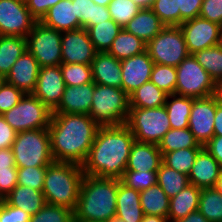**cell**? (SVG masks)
I'll list each match as a JSON object with an SVG mask.
<instances>
[{
    "label": "cell",
    "instance_id": "cell-8",
    "mask_svg": "<svg viewBox=\"0 0 222 222\" xmlns=\"http://www.w3.org/2000/svg\"><path fill=\"white\" fill-rule=\"evenodd\" d=\"M146 51L154 63L174 67L190 55L180 26H165L146 44Z\"/></svg>",
    "mask_w": 222,
    "mask_h": 222
},
{
    "label": "cell",
    "instance_id": "cell-52",
    "mask_svg": "<svg viewBox=\"0 0 222 222\" xmlns=\"http://www.w3.org/2000/svg\"><path fill=\"white\" fill-rule=\"evenodd\" d=\"M72 3H75V15L80 21V28H85L90 23L92 0H72Z\"/></svg>",
    "mask_w": 222,
    "mask_h": 222
},
{
    "label": "cell",
    "instance_id": "cell-12",
    "mask_svg": "<svg viewBox=\"0 0 222 222\" xmlns=\"http://www.w3.org/2000/svg\"><path fill=\"white\" fill-rule=\"evenodd\" d=\"M36 22L25 0H0V35L26 38Z\"/></svg>",
    "mask_w": 222,
    "mask_h": 222
},
{
    "label": "cell",
    "instance_id": "cell-20",
    "mask_svg": "<svg viewBox=\"0 0 222 222\" xmlns=\"http://www.w3.org/2000/svg\"><path fill=\"white\" fill-rule=\"evenodd\" d=\"M222 171V166L203 147L197 154L188 175L189 183L200 189L214 188Z\"/></svg>",
    "mask_w": 222,
    "mask_h": 222
},
{
    "label": "cell",
    "instance_id": "cell-62",
    "mask_svg": "<svg viewBox=\"0 0 222 222\" xmlns=\"http://www.w3.org/2000/svg\"><path fill=\"white\" fill-rule=\"evenodd\" d=\"M216 95L218 96V99H219L220 103L222 104V82L217 84Z\"/></svg>",
    "mask_w": 222,
    "mask_h": 222
},
{
    "label": "cell",
    "instance_id": "cell-27",
    "mask_svg": "<svg viewBox=\"0 0 222 222\" xmlns=\"http://www.w3.org/2000/svg\"><path fill=\"white\" fill-rule=\"evenodd\" d=\"M4 200L31 215H35L46 204L42 191L22 185H17Z\"/></svg>",
    "mask_w": 222,
    "mask_h": 222
},
{
    "label": "cell",
    "instance_id": "cell-24",
    "mask_svg": "<svg viewBox=\"0 0 222 222\" xmlns=\"http://www.w3.org/2000/svg\"><path fill=\"white\" fill-rule=\"evenodd\" d=\"M164 27L165 25L151 8H141L124 29L147 44L159 34Z\"/></svg>",
    "mask_w": 222,
    "mask_h": 222
},
{
    "label": "cell",
    "instance_id": "cell-43",
    "mask_svg": "<svg viewBox=\"0 0 222 222\" xmlns=\"http://www.w3.org/2000/svg\"><path fill=\"white\" fill-rule=\"evenodd\" d=\"M151 10L165 26H180L179 0H154Z\"/></svg>",
    "mask_w": 222,
    "mask_h": 222
},
{
    "label": "cell",
    "instance_id": "cell-10",
    "mask_svg": "<svg viewBox=\"0 0 222 222\" xmlns=\"http://www.w3.org/2000/svg\"><path fill=\"white\" fill-rule=\"evenodd\" d=\"M52 112L33 94H25L17 105L2 114L16 132L48 129Z\"/></svg>",
    "mask_w": 222,
    "mask_h": 222
},
{
    "label": "cell",
    "instance_id": "cell-65",
    "mask_svg": "<svg viewBox=\"0 0 222 222\" xmlns=\"http://www.w3.org/2000/svg\"><path fill=\"white\" fill-rule=\"evenodd\" d=\"M219 45L222 47V26L220 27Z\"/></svg>",
    "mask_w": 222,
    "mask_h": 222
},
{
    "label": "cell",
    "instance_id": "cell-57",
    "mask_svg": "<svg viewBox=\"0 0 222 222\" xmlns=\"http://www.w3.org/2000/svg\"><path fill=\"white\" fill-rule=\"evenodd\" d=\"M214 136H222V104L219 103L216 107L214 120Z\"/></svg>",
    "mask_w": 222,
    "mask_h": 222
},
{
    "label": "cell",
    "instance_id": "cell-23",
    "mask_svg": "<svg viewBox=\"0 0 222 222\" xmlns=\"http://www.w3.org/2000/svg\"><path fill=\"white\" fill-rule=\"evenodd\" d=\"M75 14V3H72V0H60L48 10L40 22L61 32L76 30L80 28V21Z\"/></svg>",
    "mask_w": 222,
    "mask_h": 222
},
{
    "label": "cell",
    "instance_id": "cell-22",
    "mask_svg": "<svg viewBox=\"0 0 222 222\" xmlns=\"http://www.w3.org/2000/svg\"><path fill=\"white\" fill-rule=\"evenodd\" d=\"M162 163V153L158 145L135 141L130 150L126 170L158 171Z\"/></svg>",
    "mask_w": 222,
    "mask_h": 222
},
{
    "label": "cell",
    "instance_id": "cell-67",
    "mask_svg": "<svg viewBox=\"0 0 222 222\" xmlns=\"http://www.w3.org/2000/svg\"><path fill=\"white\" fill-rule=\"evenodd\" d=\"M0 216H1V199H0Z\"/></svg>",
    "mask_w": 222,
    "mask_h": 222
},
{
    "label": "cell",
    "instance_id": "cell-7",
    "mask_svg": "<svg viewBox=\"0 0 222 222\" xmlns=\"http://www.w3.org/2000/svg\"><path fill=\"white\" fill-rule=\"evenodd\" d=\"M126 125L137 142L158 145L171 129L165 106L158 108H130Z\"/></svg>",
    "mask_w": 222,
    "mask_h": 222
},
{
    "label": "cell",
    "instance_id": "cell-31",
    "mask_svg": "<svg viewBox=\"0 0 222 222\" xmlns=\"http://www.w3.org/2000/svg\"><path fill=\"white\" fill-rule=\"evenodd\" d=\"M170 199L162 188L155 184L140 192V204L144 215H155L167 218Z\"/></svg>",
    "mask_w": 222,
    "mask_h": 222
},
{
    "label": "cell",
    "instance_id": "cell-32",
    "mask_svg": "<svg viewBox=\"0 0 222 222\" xmlns=\"http://www.w3.org/2000/svg\"><path fill=\"white\" fill-rule=\"evenodd\" d=\"M144 51H146V43L122 28L113 40L108 53L121 61Z\"/></svg>",
    "mask_w": 222,
    "mask_h": 222
},
{
    "label": "cell",
    "instance_id": "cell-18",
    "mask_svg": "<svg viewBox=\"0 0 222 222\" xmlns=\"http://www.w3.org/2000/svg\"><path fill=\"white\" fill-rule=\"evenodd\" d=\"M39 65L35 57L26 50L13 64L6 82L20 89L24 94H32L37 84Z\"/></svg>",
    "mask_w": 222,
    "mask_h": 222
},
{
    "label": "cell",
    "instance_id": "cell-21",
    "mask_svg": "<svg viewBox=\"0 0 222 222\" xmlns=\"http://www.w3.org/2000/svg\"><path fill=\"white\" fill-rule=\"evenodd\" d=\"M95 84L122 88L120 60L108 52H97L91 63Z\"/></svg>",
    "mask_w": 222,
    "mask_h": 222
},
{
    "label": "cell",
    "instance_id": "cell-66",
    "mask_svg": "<svg viewBox=\"0 0 222 222\" xmlns=\"http://www.w3.org/2000/svg\"><path fill=\"white\" fill-rule=\"evenodd\" d=\"M6 81L5 77L0 74V87L3 85V83Z\"/></svg>",
    "mask_w": 222,
    "mask_h": 222
},
{
    "label": "cell",
    "instance_id": "cell-15",
    "mask_svg": "<svg viewBox=\"0 0 222 222\" xmlns=\"http://www.w3.org/2000/svg\"><path fill=\"white\" fill-rule=\"evenodd\" d=\"M62 63L91 64L97 54L85 28L62 32Z\"/></svg>",
    "mask_w": 222,
    "mask_h": 222
},
{
    "label": "cell",
    "instance_id": "cell-5",
    "mask_svg": "<svg viewBox=\"0 0 222 222\" xmlns=\"http://www.w3.org/2000/svg\"><path fill=\"white\" fill-rule=\"evenodd\" d=\"M130 110L129 95L122 89L95 84L89 116L99 126L126 124Z\"/></svg>",
    "mask_w": 222,
    "mask_h": 222
},
{
    "label": "cell",
    "instance_id": "cell-33",
    "mask_svg": "<svg viewBox=\"0 0 222 222\" xmlns=\"http://www.w3.org/2000/svg\"><path fill=\"white\" fill-rule=\"evenodd\" d=\"M121 27L114 21L108 20L91 26L87 31L97 52H108L113 40L121 31Z\"/></svg>",
    "mask_w": 222,
    "mask_h": 222
},
{
    "label": "cell",
    "instance_id": "cell-37",
    "mask_svg": "<svg viewBox=\"0 0 222 222\" xmlns=\"http://www.w3.org/2000/svg\"><path fill=\"white\" fill-rule=\"evenodd\" d=\"M198 211L210 222H222V195L215 188L201 189Z\"/></svg>",
    "mask_w": 222,
    "mask_h": 222
},
{
    "label": "cell",
    "instance_id": "cell-64",
    "mask_svg": "<svg viewBox=\"0 0 222 222\" xmlns=\"http://www.w3.org/2000/svg\"><path fill=\"white\" fill-rule=\"evenodd\" d=\"M107 222H125V221L122 220L121 218L115 216V217L111 218L110 220H108Z\"/></svg>",
    "mask_w": 222,
    "mask_h": 222
},
{
    "label": "cell",
    "instance_id": "cell-3",
    "mask_svg": "<svg viewBox=\"0 0 222 222\" xmlns=\"http://www.w3.org/2000/svg\"><path fill=\"white\" fill-rule=\"evenodd\" d=\"M117 178L84 175L74 222H106L116 216Z\"/></svg>",
    "mask_w": 222,
    "mask_h": 222
},
{
    "label": "cell",
    "instance_id": "cell-29",
    "mask_svg": "<svg viewBox=\"0 0 222 222\" xmlns=\"http://www.w3.org/2000/svg\"><path fill=\"white\" fill-rule=\"evenodd\" d=\"M26 50L25 37L0 35V74L6 77L13 64Z\"/></svg>",
    "mask_w": 222,
    "mask_h": 222
},
{
    "label": "cell",
    "instance_id": "cell-26",
    "mask_svg": "<svg viewBox=\"0 0 222 222\" xmlns=\"http://www.w3.org/2000/svg\"><path fill=\"white\" fill-rule=\"evenodd\" d=\"M201 189L193 184H188L176 196L170 199L168 220L177 221L186 217L189 213L195 212L199 208V198Z\"/></svg>",
    "mask_w": 222,
    "mask_h": 222
},
{
    "label": "cell",
    "instance_id": "cell-30",
    "mask_svg": "<svg viewBox=\"0 0 222 222\" xmlns=\"http://www.w3.org/2000/svg\"><path fill=\"white\" fill-rule=\"evenodd\" d=\"M167 96V93L148 81L129 95V105L130 108H158L165 105Z\"/></svg>",
    "mask_w": 222,
    "mask_h": 222
},
{
    "label": "cell",
    "instance_id": "cell-58",
    "mask_svg": "<svg viewBox=\"0 0 222 222\" xmlns=\"http://www.w3.org/2000/svg\"><path fill=\"white\" fill-rule=\"evenodd\" d=\"M174 222H210L206 217L201 214L198 210L192 213H189L186 217L178 219Z\"/></svg>",
    "mask_w": 222,
    "mask_h": 222
},
{
    "label": "cell",
    "instance_id": "cell-13",
    "mask_svg": "<svg viewBox=\"0 0 222 222\" xmlns=\"http://www.w3.org/2000/svg\"><path fill=\"white\" fill-rule=\"evenodd\" d=\"M219 103L216 94L193 98L188 128L194 138L203 146L214 136L215 113Z\"/></svg>",
    "mask_w": 222,
    "mask_h": 222
},
{
    "label": "cell",
    "instance_id": "cell-44",
    "mask_svg": "<svg viewBox=\"0 0 222 222\" xmlns=\"http://www.w3.org/2000/svg\"><path fill=\"white\" fill-rule=\"evenodd\" d=\"M120 180L127 187L141 192L157 184V171L125 170Z\"/></svg>",
    "mask_w": 222,
    "mask_h": 222
},
{
    "label": "cell",
    "instance_id": "cell-38",
    "mask_svg": "<svg viewBox=\"0 0 222 222\" xmlns=\"http://www.w3.org/2000/svg\"><path fill=\"white\" fill-rule=\"evenodd\" d=\"M202 148H184L166 152L162 155L164 165L180 173L189 175L198 152Z\"/></svg>",
    "mask_w": 222,
    "mask_h": 222
},
{
    "label": "cell",
    "instance_id": "cell-49",
    "mask_svg": "<svg viewBox=\"0 0 222 222\" xmlns=\"http://www.w3.org/2000/svg\"><path fill=\"white\" fill-rule=\"evenodd\" d=\"M17 167L0 169V199H5L17 184Z\"/></svg>",
    "mask_w": 222,
    "mask_h": 222
},
{
    "label": "cell",
    "instance_id": "cell-42",
    "mask_svg": "<svg viewBox=\"0 0 222 222\" xmlns=\"http://www.w3.org/2000/svg\"><path fill=\"white\" fill-rule=\"evenodd\" d=\"M107 7L111 19L121 28H124L141 9V7L132 0H111Z\"/></svg>",
    "mask_w": 222,
    "mask_h": 222
},
{
    "label": "cell",
    "instance_id": "cell-59",
    "mask_svg": "<svg viewBox=\"0 0 222 222\" xmlns=\"http://www.w3.org/2000/svg\"><path fill=\"white\" fill-rule=\"evenodd\" d=\"M141 222H169V220L162 216L144 215Z\"/></svg>",
    "mask_w": 222,
    "mask_h": 222
},
{
    "label": "cell",
    "instance_id": "cell-39",
    "mask_svg": "<svg viewBox=\"0 0 222 222\" xmlns=\"http://www.w3.org/2000/svg\"><path fill=\"white\" fill-rule=\"evenodd\" d=\"M60 68L66 86H81L93 82L91 64L61 63Z\"/></svg>",
    "mask_w": 222,
    "mask_h": 222
},
{
    "label": "cell",
    "instance_id": "cell-28",
    "mask_svg": "<svg viewBox=\"0 0 222 222\" xmlns=\"http://www.w3.org/2000/svg\"><path fill=\"white\" fill-rule=\"evenodd\" d=\"M193 105V98L178 94H169L166 98L165 108L169 117L171 129L189 127V117Z\"/></svg>",
    "mask_w": 222,
    "mask_h": 222
},
{
    "label": "cell",
    "instance_id": "cell-63",
    "mask_svg": "<svg viewBox=\"0 0 222 222\" xmlns=\"http://www.w3.org/2000/svg\"><path fill=\"white\" fill-rule=\"evenodd\" d=\"M95 4L101 5V6H108L111 0H92Z\"/></svg>",
    "mask_w": 222,
    "mask_h": 222
},
{
    "label": "cell",
    "instance_id": "cell-25",
    "mask_svg": "<svg viewBox=\"0 0 222 222\" xmlns=\"http://www.w3.org/2000/svg\"><path fill=\"white\" fill-rule=\"evenodd\" d=\"M116 216L125 222H141L144 217L140 192L127 187L120 179H118Z\"/></svg>",
    "mask_w": 222,
    "mask_h": 222
},
{
    "label": "cell",
    "instance_id": "cell-53",
    "mask_svg": "<svg viewBox=\"0 0 222 222\" xmlns=\"http://www.w3.org/2000/svg\"><path fill=\"white\" fill-rule=\"evenodd\" d=\"M17 132L0 115V149L12 148Z\"/></svg>",
    "mask_w": 222,
    "mask_h": 222
},
{
    "label": "cell",
    "instance_id": "cell-19",
    "mask_svg": "<svg viewBox=\"0 0 222 222\" xmlns=\"http://www.w3.org/2000/svg\"><path fill=\"white\" fill-rule=\"evenodd\" d=\"M95 83L66 86L58 107L52 114H88L93 100Z\"/></svg>",
    "mask_w": 222,
    "mask_h": 222
},
{
    "label": "cell",
    "instance_id": "cell-51",
    "mask_svg": "<svg viewBox=\"0 0 222 222\" xmlns=\"http://www.w3.org/2000/svg\"><path fill=\"white\" fill-rule=\"evenodd\" d=\"M203 0H179L180 25L199 16Z\"/></svg>",
    "mask_w": 222,
    "mask_h": 222
},
{
    "label": "cell",
    "instance_id": "cell-9",
    "mask_svg": "<svg viewBox=\"0 0 222 222\" xmlns=\"http://www.w3.org/2000/svg\"><path fill=\"white\" fill-rule=\"evenodd\" d=\"M175 94L203 98L217 92V84L193 55L185 58L177 67Z\"/></svg>",
    "mask_w": 222,
    "mask_h": 222
},
{
    "label": "cell",
    "instance_id": "cell-54",
    "mask_svg": "<svg viewBox=\"0 0 222 222\" xmlns=\"http://www.w3.org/2000/svg\"><path fill=\"white\" fill-rule=\"evenodd\" d=\"M108 20H111V15L108 11V7L95 4L92 1V12H91L90 23L85 27V29L88 30L91 26H94L96 24Z\"/></svg>",
    "mask_w": 222,
    "mask_h": 222
},
{
    "label": "cell",
    "instance_id": "cell-35",
    "mask_svg": "<svg viewBox=\"0 0 222 222\" xmlns=\"http://www.w3.org/2000/svg\"><path fill=\"white\" fill-rule=\"evenodd\" d=\"M157 184L171 199L190 183L188 175L171 169L162 163L157 171Z\"/></svg>",
    "mask_w": 222,
    "mask_h": 222
},
{
    "label": "cell",
    "instance_id": "cell-2",
    "mask_svg": "<svg viewBox=\"0 0 222 222\" xmlns=\"http://www.w3.org/2000/svg\"><path fill=\"white\" fill-rule=\"evenodd\" d=\"M135 138L126 124L100 126L88 157L82 165L89 176L121 179Z\"/></svg>",
    "mask_w": 222,
    "mask_h": 222
},
{
    "label": "cell",
    "instance_id": "cell-36",
    "mask_svg": "<svg viewBox=\"0 0 222 222\" xmlns=\"http://www.w3.org/2000/svg\"><path fill=\"white\" fill-rule=\"evenodd\" d=\"M216 84L222 82V47L216 45L192 54Z\"/></svg>",
    "mask_w": 222,
    "mask_h": 222
},
{
    "label": "cell",
    "instance_id": "cell-45",
    "mask_svg": "<svg viewBox=\"0 0 222 222\" xmlns=\"http://www.w3.org/2000/svg\"><path fill=\"white\" fill-rule=\"evenodd\" d=\"M47 166L18 168L17 184L43 191V184Z\"/></svg>",
    "mask_w": 222,
    "mask_h": 222
},
{
    "label": "cell",
    "instance_id": "cell-16",
    "mask_svg": "<svg viewBox=\"0 0 222 222\" xmlns=\"http://www.w3.org/2000/svg\"><path fill=\"white\" fill-rule=\"evenodd\" d=\"M65 87L60 65L41 67L32 94L53 112L62 99Z\"/></svg>",
    "mask_w": 222,
    "mask_h": 222
},
{
    "label": "cell",
    "instance_id": "cell-56",
    "mask_svg": "<svg viewBox=\"0 0 222 222\" xmlns=\"http://www.w3.org/2000/svg\"><path fill=\"white\" fill-rule=\"evenodd\" d=\"M16 167L12 148L0 149V169Z\"/></svg>",
    "mask_w": 222,
    "mask_h": 222
},
{
    "label": "cell",
    "instance_id": "cell-1",
    "mask_svg": "<svg viewBox=\"0 0 222 222\" xmlns=\"http://www.w3.org/2000/svg\"><path fill=\"white\" fill-rule=\"evenodd\" d=\"M99 128L88 114H52L48 130L53 160L82 166Z\"/></svg>",
    "mask_w": 222,
    "mask_h": 222
},
{
    "label": "cell",
    "instance_id": "cell-50",
    "mask_svg": "<svg viewBox=\"0 0 222 222\" xmlns=\"http://www.w3.org/2000/svg\"><path fill=\"white\" fill-rule=\"evenodd\" d=\"M59 1L60 0H25L28 10L37 21H41L48 10Z\"/></svg>",
    "mask_w": 222,
    "mask_h": 222
},
{
    "label": "cell",
    "instance_id": "cell-48",
    "mask_svg": "<svg viewBox=\"0 0 222 222\" xmlns=\"http://www.w3.org/2000/svg\"><path fill=\"white\" fill-rule=\"evenodd\" d=\"M31 214L26 213L20 208L9 205L1 199V216L0 222H29Z\"/></svg>",
    "mask_w": 222,
    "mask_h": 222
},
{
    "label": "cell",
    "instance_id": "cell-46",
    "mask_svg": "<svg viewBox=\"0 0 222 222\" xmlns=\"http://www.w3.org/2000/svg\"><path fill=\"white\" fill-rule=\"evenodd\" d=\"M24 95L20 89L5 81L0 87V115L17 105Z\"/></svg>",
    "mask_w": 222,
    "mask_h": 222
},
{
    "label": "cell",
    "instance_id": "cell-61",
    "mask_svg": "<svg viewBox=\"0 0 222 222\" xmlns=\"http://www.w3.org/2000/svg\"><path fill=\"white\" fill-rule=\"evenodd\" d=\"M214 188L222 195V171Z\"/></svg>",
    "mask_w": 222,
    "mask_h": 222
},
{
    "label": "cell",
    "instance_id": "cell-6",
    "mask_svg": "<svg viewBox=\"0 0 222 222\" xmlns=\"http://www.w3.org/2000/svg\"><path fill=\"white\" fill-rule=\"evenodd\" d=\"M12 151L17 168L48 166L54 161L48 129L17 132Z\"/></svg>",
    "mask_w": 222,
    "mask_h": 222
},
{
    "label": "cell",
    "instance_id": "cell-34",
    "mask_svg": "<svg viewBox=\"0 0 222 222\" xmlns=\"http://www.w3.org/2000/svg\"><path fill=\"white\" fill-rule=\"evenodd\" d=\"M162 155L166 152L184 148H203L204 146L194 138L189 128L170 129L158 144Z\"/></svg>",
    "mask_w": 222,
    "mask_h": 222
},
{
    "label": "cell",
    "instance_id": "cell-17",
    "mask_svg": "<svg viewBox=\"0 0 222 222\" xmlns=\"http://www.w3.org/2000/svg\"><path fill=\"white\" fill-rule=\"evenodd\" d=\"M122 89L130 95L144 83L150 81L153 60L147 51L120 61Z\"/></svg>",
    "mask_w": 222,
    "mask_h": 222
},
{
    "label": "cell",
    "instance_id": "cell-14",
    "mask_svg": "<svg viewBox=\"0 0 222 222\" xmlns=\"http://www.w3.org/2000/svg\"><path fill=\"white\" fill-rule=\"evenodd\" d=\"M220 25L200 16L184 21L180 28L190 55L219 45Z\"/></svg>",
    "mask_w": 222,
    "mask_h": 222
},
{
    "label": "cell",
    "instance_id": "cell-40",
    "mask_svg": "<svg viewBox=\"0 0 222 222\" xmlns=\"http://www.w3.org/2000/svg\"><path fill=\"white\" fill-rule=\"evenodd\" d=\"M150 81L168 95L174 94L177 82L176 67L154 63Z\"/></svg>",
    "mask_w": 222,
    "mask_h": 222
},
{
    "label": "cell",
    "instance_id": "cell-60",
    "mask_svg": "<svg viewBox=\"0 0 222 222\" xmlns=\"http://www.w3.org/2000/svg\"><path fill=\"white\" fill-rule=\"evenodd\" d=\"M134 3L139 5L141 8H151L154 0H132Z\"/></svg>",
    "mask_w": 222,
    "mask_h": 222
},
{
    "label": "cell",
    "instance_id": "cell-55",
    "mask_svg": "<svg viewBox=\"0 0 222 222\" xmlns=\"http://www.w3.org/2000/svg\"><path fill=\"white\" fill-rule=\"evenodd\" d=\"M204 147L222 166V136H213Z\"/></svg>",
    "mask_w": 222,
    "mask_h": 222
},
{
    "label": "cell",
    "instance_id": "cell-11",
    "mask_svg": "<svg viewBox=\"0 0 222 222\" xmlns=\"http://www.w3.org/2000/svg\"><path fill=\"white\" fill-rule=\"evenodd\" d=\"M62 32L37 21L26 37L27 50L35 57L39 67L59 66L62 63Z\"/></svg>",
    "mask_w": 222,
    "mask_h": 222
},
{
    "label": "cell",
    "instance_id": "cell-47",
    "mask_svg": "<svg viewBox=\"0 0 222 222\" xmlns=\"http://www.w3.org/2000/svg\"><path fill=\"white\" fill-rule=\"evenodd\" d=\"M199 16L222 26V0H203Z\"/></svg>",
    "mask_w": 222,
    "mask_h": 222
},
{
    "label": "cell",
    "instance_id": "cell-4",
    "mask_svg": "<svg viewBox=\"0 0 222 222\" xmlns=\"http://www.w3.org/2000/svg\"><path fill=\"white\" fill-rule=\"evenodd\" d=\"M84 175L79 164L53 161L47 166L44 178L42 192L46 203L65 206L74 211Z\"/></svg>",
    "mask_w": 222,
    "mask_h": 222
},
{
    "label": "cell",
    "instance_id": "cell-41",
    "mask_svg": "<svg viewBox=\"0 0 222 222\" xmlns=\"http://www.w3.org/2000/svg\"><path fill=\"white\" fill-rule=\"evenodd\" d=\"M29 222H74V211L61 205L46 203Z\"/></svg>",
    "mask_w": 222,
    "mask_h": 222
}]
</instances>
